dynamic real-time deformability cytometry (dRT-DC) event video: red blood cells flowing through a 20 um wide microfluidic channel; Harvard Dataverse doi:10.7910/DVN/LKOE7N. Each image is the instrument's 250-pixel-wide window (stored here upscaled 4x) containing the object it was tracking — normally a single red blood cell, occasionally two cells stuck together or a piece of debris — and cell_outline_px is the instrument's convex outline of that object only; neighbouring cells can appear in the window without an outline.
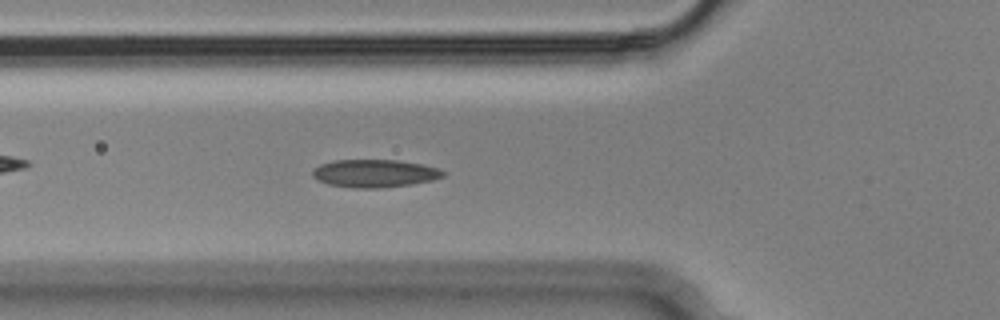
{"species": "Egyptian fruit bat (a non-hibernating species)", "species_latin": "Rousettus aegyptiacus", "temperature_condition": "cold", "stored_images_in_passage": 55, "camera_frame_rate_fps": 3000, "um_per_image_px": 0.085, "animal": {"sex": "male"}, "frame": {"image": 1, "passage_image": 18, "time_ms": 5.667, "image_size_px": [1000, 320], "cell_outline_px": [[444, 176], [432, 180], [408, 184], [380, 188], [352, 188], [328, 184], [312, 176], [312, 172], [320, 164], [332, 160], [396, 160], [420, 164], [440, 168], [444, 172]], "centroid_in_image_um": [31.83, 14.73], "position_along_channel_um": 94.0, "area_um2": 20.98}}
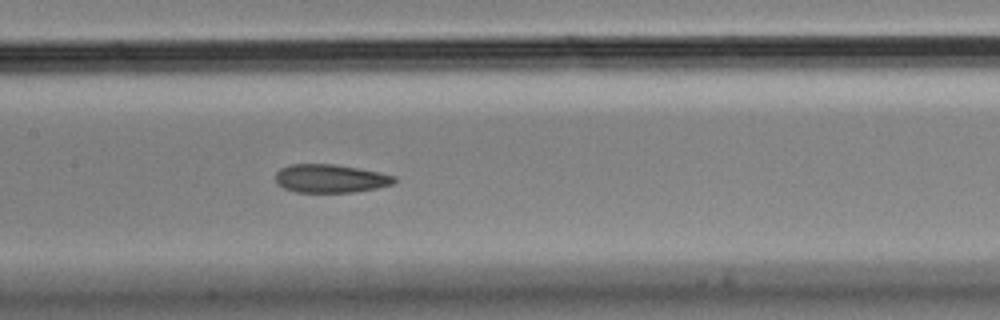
{"frame": {"image": 2, "passage_image": 25, "time_ms": 8.0, "image_size_px": [1000, 320], "cell_outline_px": [[396, 180], [392, 184], [376, 188], [352, 192], [296, 192], [284, 188], [276, 184], [276, 172], [280, 168], [292, 164], [336, 164], [396, 176]], "centroid_in_image_um": [28.04, 15.17], "position_along_channel_um": 179.4, "area_um2": 19.48}}
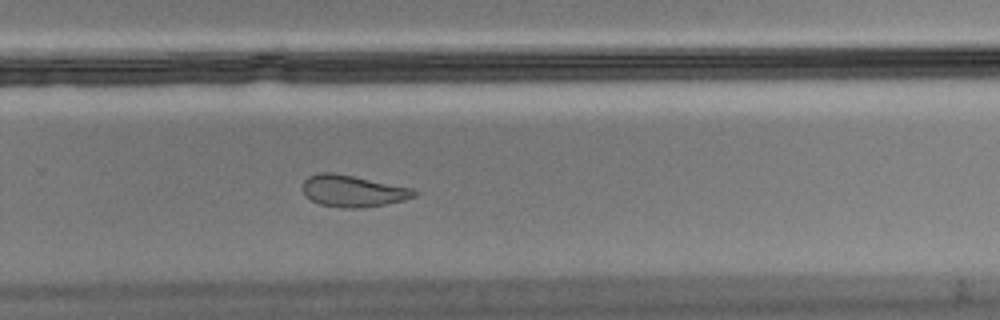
{"frame": {"image": 3, "passage_image": 35, "time_ms": 11.333, "image_size_px": [1000, 320], "cell_outline_px": [[416, 196], [404, 200], [384, 204], [360, 208], [340, 208], [320, 204], [312, 200], [300, 188], [304, 180], [308, 176], [320, 172], [332, 172], [412, 188], [416, 192]], "centroid_in_image_um": [29.95, 16.23], "position_along_channel_um": 299.8, "area_um2": 20.4}, "authors_computed_cell_mechanics": {"area_um2": 20.9814, "velocity_mm_per_s": 3.6321, "shape_relaxation_time_tau1_ms": null, "shape_relaxation_time_tau2_ms": 2.8105, "deformation_change_tau1": null, "deformation_change_tau2": 0.0798}}